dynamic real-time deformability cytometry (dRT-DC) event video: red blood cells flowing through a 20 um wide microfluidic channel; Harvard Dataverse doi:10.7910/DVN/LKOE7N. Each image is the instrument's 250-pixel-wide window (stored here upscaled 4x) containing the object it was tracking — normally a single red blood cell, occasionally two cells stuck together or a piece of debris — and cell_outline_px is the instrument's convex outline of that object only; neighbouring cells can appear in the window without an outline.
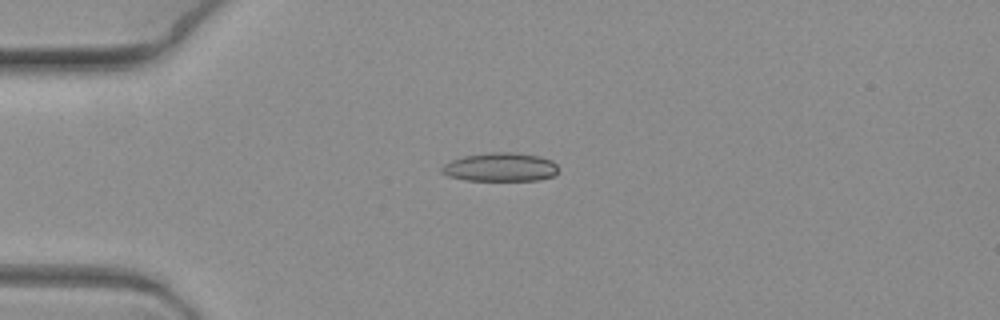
{"species": "common noctule bat (a hibernating species)", "species_latin": "Nyctalus noctula", "temperature_condition": "warm", "stored_images_in_passage": 3, "camera_frame_rate_fps": 3000, "um_per_image_px": 0.085, "animal": {"sex": "female", "body_mass_g": 19.3, "forearm_length_mm": 54.1}, "frame": {"image": 1, "passage_image": 2, "time_ms": 0.333, "image_size_px": [1000, 320], "cell_outline_px": [[556, 172], [552, 176], [540, 180], [464, 180], [448, 176], [440, 172], [440, 168], [444, 164], [452, 160], [464, 156], [488, 152], [516, 152], [540, 156], [552, 160], [556, 164]], "centroid_in_image_um": [42.5, 14.2], "position_along_channel_um": 42.5, "area_um2": 19.54}}